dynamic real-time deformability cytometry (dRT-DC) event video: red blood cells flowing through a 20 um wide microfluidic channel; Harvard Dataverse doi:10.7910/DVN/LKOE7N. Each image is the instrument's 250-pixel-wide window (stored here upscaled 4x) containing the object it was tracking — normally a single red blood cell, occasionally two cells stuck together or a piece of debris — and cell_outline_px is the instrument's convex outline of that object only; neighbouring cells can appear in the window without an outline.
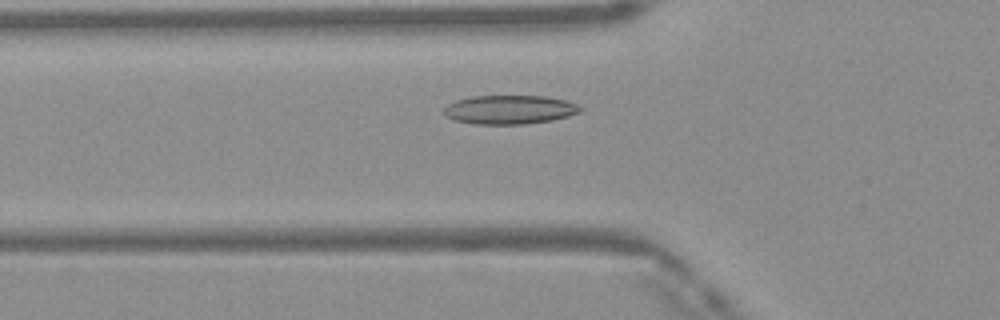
{"species": "Egyptian fruit bat (a non-hibernating species)", "species_latin": "Rousettus aegyptiacus", "temperature_condition": "warm", "stored_images_in_passage": 42, "camera_frame_rate_fps": 3000, "um_per_image_px": 0.085, "frame": {"image": 1, "passage_image": 10, "time_ms": 3.0, "image_size_px": [1000, 320], "cell_outline_px": [[580, 112], [568, 116], [552, 120], [528, 124], [472, 124], [456, 120], [448, 116], [444, 112], [444, 108], [448, 104], [456, 100], [472, 96], [544, 96], [564, 100], [576, 104], [580, 108]], "centroid_in_image_um": [43.3, 9.32], "position_along_channel_um": 82.5, "area_um2": 22.77}}
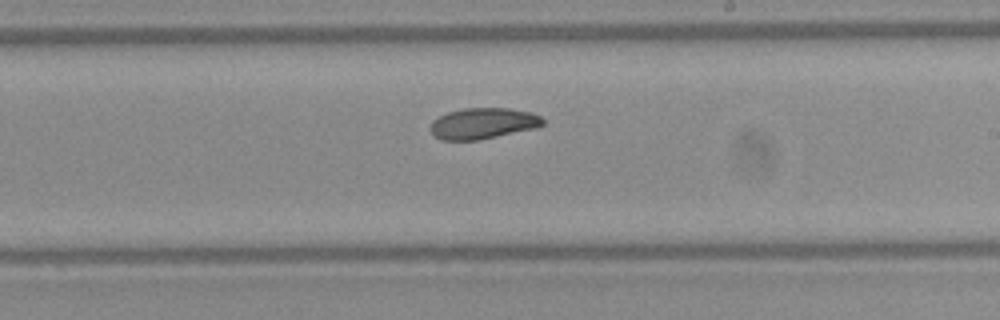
{"frame": {"image": 2, "passage_image": 22, "time_ms": 7.0, "image_size_px": [1000, 320], "cell_outline_px": [[544, 124], [536, 128], [480, 140], [440, 140], [432, 132], [432, 120], [448, 112], [464, 108], [508, 108], [532, 112], [540, 116], [544, 120]], "centroid_in_image_um": [41.09, 10.49], "position_along_channel_um": 247.9, "area_um2": 20.29}}
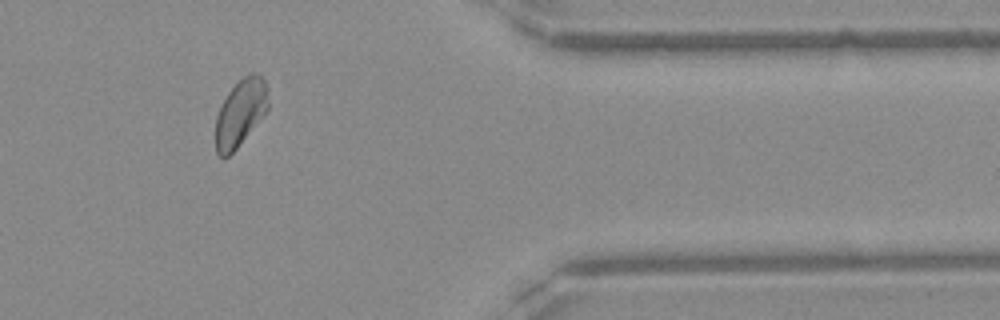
{"frame": {"image": 3, "passage_image": 34, "time_ms": 11.0, "image_size_px": [1000, 320], "cell_outline_px": [[268, 108], [236, 148], [228, 156], [220, 156], [216, 152], [216, 116], [228, 92], [244, 76], [252, 72], [260, 72], [268, 88]], "centroid_in_image_um": [20.45, 9.53], "position_along_channel_um": 391.0, "area_um2": 20.06}, "authors_computed_cell_mechanics": {"area_um2": 21.1837, "velocity_mm_per_s": 4.1145, "shape_relaxation_time_tau1_ms": 8.5311, "shape_relaxation_time_tau2_ms": null, "deformation_change_tau1": 0.1609, "deformation_change_tau2": null}}